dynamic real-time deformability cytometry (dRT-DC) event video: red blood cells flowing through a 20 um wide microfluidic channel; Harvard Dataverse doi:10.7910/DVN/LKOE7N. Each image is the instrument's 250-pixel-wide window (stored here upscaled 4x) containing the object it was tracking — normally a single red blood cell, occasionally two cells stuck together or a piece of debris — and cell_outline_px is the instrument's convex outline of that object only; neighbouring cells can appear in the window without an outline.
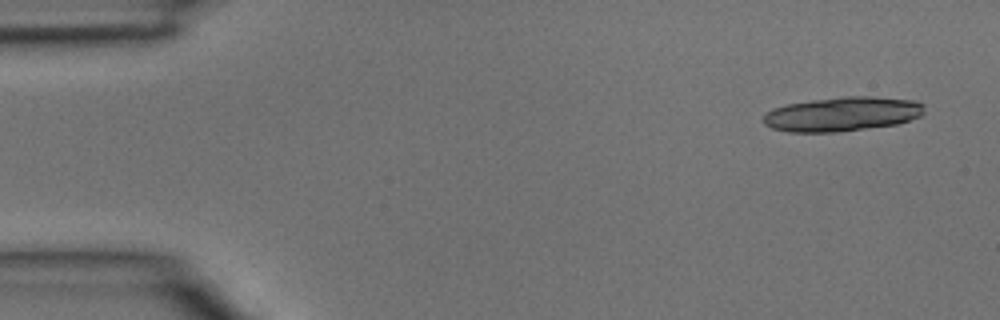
{"species": "common noctule bat (a hibernating species)", "species_latin": "Nyctalus noctula", "temperature_condition": "room temperature", "stored_images_in_passage": 3, "segment_of_instrument_passage": [2, 2], "camera_frame_rate_fps": 3000, "um_per_image_px": 0.085, "animal": {"sex": "male", "body_mass_g": 15.6}, "frame": {"image": 1, "passage_image": 3, "time_ms": 0.667, "image_size_px": [1000, 320], "cell_outline_px": [[924, 112], [920, 116], [896, 124], [836, 132], [788, 132], [772, 128], [764, 124], [764, 112], [772, 108], [788, 104], [812, 100], [840, 96], [872, 96], [916, 100], [924, 104]], "centroid_in_image_um": [71.58, 9.68], "position_along_channel_um": 13.4, "area_um2": 32.31}}